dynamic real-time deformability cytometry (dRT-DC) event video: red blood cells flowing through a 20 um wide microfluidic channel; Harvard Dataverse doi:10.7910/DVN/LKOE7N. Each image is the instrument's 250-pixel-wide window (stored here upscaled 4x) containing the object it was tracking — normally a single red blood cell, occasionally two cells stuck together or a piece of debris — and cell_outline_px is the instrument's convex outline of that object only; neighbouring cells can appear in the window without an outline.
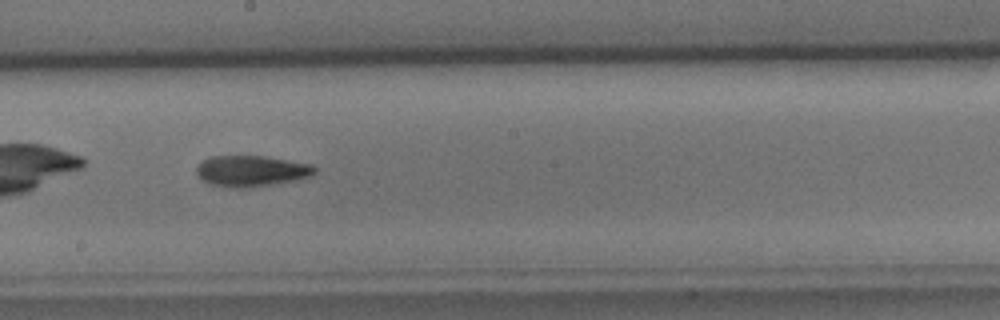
{"species": "common noctule bat (a hibernating species)", "species_latin": "Nyctalus noctula", "temperature_condition": "cold", "stored_images_in_passage": 29, "camera_frame_rate_fps": 3000, "um_per_image_px": 0.085, "animal": {"sex": "male", "body_mass_g": 15.6}, "frame": {"image": 1, "passage_image": 13, "time_ms": 4.0, "image_size_px": [1000, 320], "cell_outline_px": [[316, 172], [308, 176], [292, 180], [272, 184], [248, 188], [232, 188], [208, 184], [196, 172], [196, 168], [204, 160], [212, 156], [264, 156], [312, 164], [316, 168]], "centroid_in_image_um": [21.35, 14.53], "position_along_channel_um": 226.9, "area_um2": 21.1}, "authors_computed_cell_mechanics": {"area_um2": 20.6346, "velocity_mm_per_s": 4.1221, "shape_relaxation_time_tau1_ms": 5.0904, "shape_relaxation_time_tau2_ms": null, "deformation_change_tau1": 0.1376, "deformation_change_tau2": null}}